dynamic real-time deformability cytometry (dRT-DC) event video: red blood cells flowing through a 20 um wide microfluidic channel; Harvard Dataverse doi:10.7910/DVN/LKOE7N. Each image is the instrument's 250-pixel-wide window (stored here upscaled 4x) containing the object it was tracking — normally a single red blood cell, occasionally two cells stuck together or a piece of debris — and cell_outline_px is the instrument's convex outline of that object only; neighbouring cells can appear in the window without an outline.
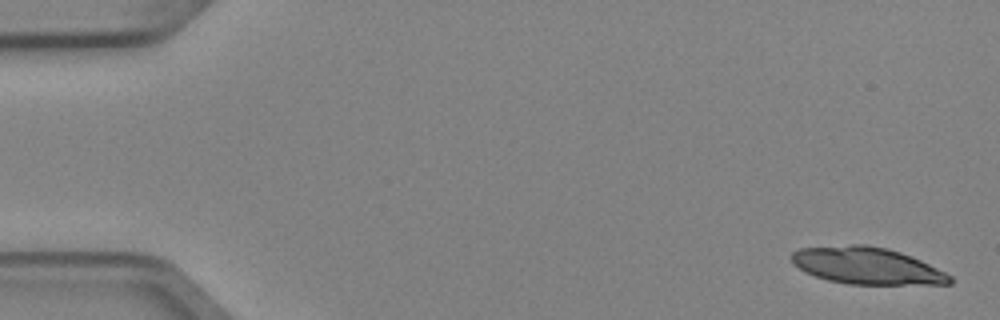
{"species": "Egyptian fruit bat (a non-hibernating species)", "species_latin": "Rousettus aegyptiacus", "temperature_condition": "cold", "stored_images_in_passage": 6, "camera_frame_rate_fps": 3000, "um_per_image_px": 0.085, "animal": {"sex": "female"}, "frame": {"image": 1, "passage_image": 1, "time_ms": 0.0, "image_size_px": [1000, 320], "cell_outline_px": [[952, 284], [848, 284], [828, 280], [804, 272], [792, 260], [792, 252], [800, 248], [852, 244], [868, 244], [888, 248], [912, 256], [952, 276]], "centroid_in_image_um": [73.69, 22.58], "position_along_channel_um": 11.3, "area_um2": 33.87}}